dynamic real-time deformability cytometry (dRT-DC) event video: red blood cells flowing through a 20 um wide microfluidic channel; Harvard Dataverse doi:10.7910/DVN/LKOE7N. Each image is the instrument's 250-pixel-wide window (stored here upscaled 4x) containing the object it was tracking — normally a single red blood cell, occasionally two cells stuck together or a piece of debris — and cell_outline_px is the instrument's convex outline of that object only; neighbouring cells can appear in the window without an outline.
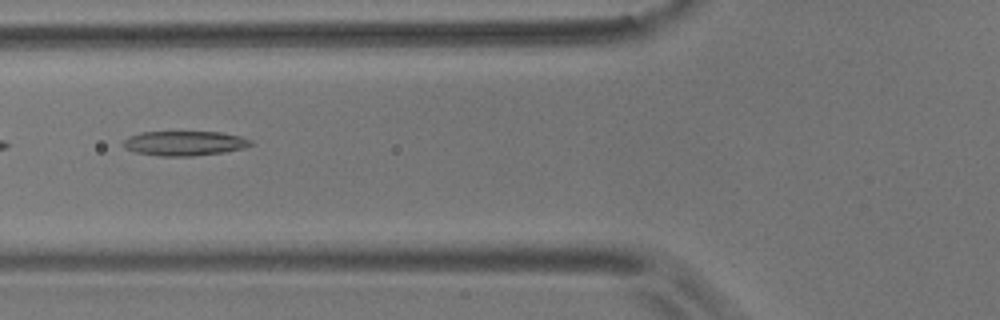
{"species": "common noctule bat (a hibernating species)", "species_latin": "Nyctalus noctula", "temperature_condition": "room temperature", "stored_images_in_passage": 10, "camera_frame_rate_fps": 3000, "um_per_image_px": 0.085, "animal": {"sex": "male", "body_mass_g": 17.9}, "frame": {"image": 1, "passage_image": 5, "time_ms": 5.333, "image_size_px": [1000, 320], "cell_outline_px": [[252, 144], [244, 148], [224, 152], [192, 156], [156, 156], [136, 152], [124, 148], [120, 144], [128, 136], [140, 132], [220, 132], [240, 136], [252, 140]], "centroid_in_image_um": [15.64, 12.18], "position_along_channel_um": 110.2, "area_um2": 18.44}}
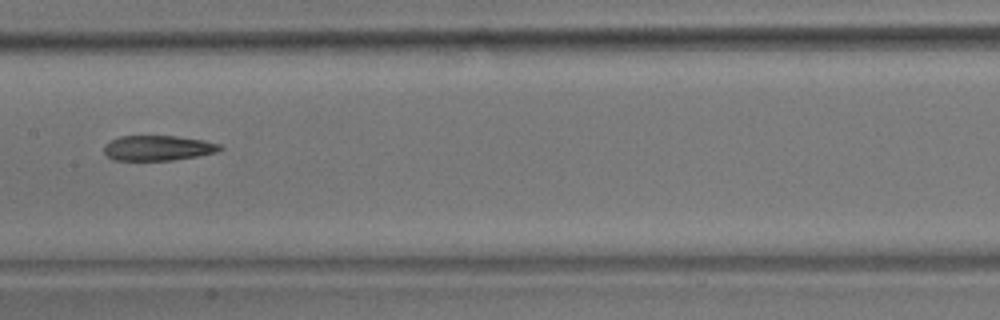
{"frame": {"image": 2, "passage_image": 7, "time_ms": 7.667, "image_size_px": [1000, 320], "cell_outline_px": [[224, 148], [216, 152], [196, 156], [172, 160], [112, 160], [104, 152], [104, 144], [120, 136], [176, 136], [204, 140], [220, 144]], "centroid_in_image_um": [13.42, 12.58], "position_along_channel_um": 194.0, "area_um2": 16.94}}
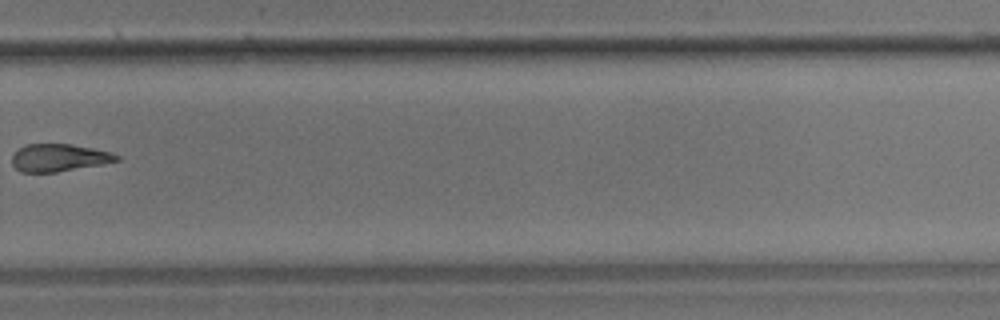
{"frame": {"image": 3, "passage_image": 10, "time_ms": 11.333, "image_size_px": [1000, 320], "cell_outline_px": [[120, 160], [100, 164], [56, 172], [20, 172], [12, 164], [12, 156], [20, 148], [28, 144], [72, 144], [92, 148], [108, 152], [120, 156]], "centroid_in_image_um": [4.99, 13.4], "position_along_channel_um": 324.8, "area_um2": 16.47}}